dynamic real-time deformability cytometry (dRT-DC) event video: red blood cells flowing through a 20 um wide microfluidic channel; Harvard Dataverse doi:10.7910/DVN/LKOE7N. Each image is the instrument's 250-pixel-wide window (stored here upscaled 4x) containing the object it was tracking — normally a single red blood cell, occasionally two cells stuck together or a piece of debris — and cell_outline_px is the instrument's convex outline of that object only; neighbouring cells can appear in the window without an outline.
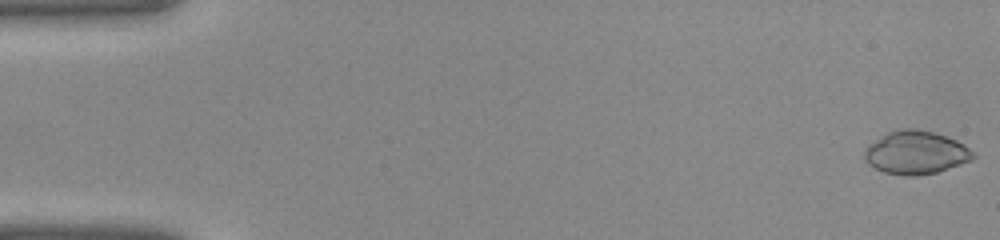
{"species": "common noctule bat (a hibernating species)", "species_latin": "Nyctalus noctula", "temperature_condition": "warm", "stored_images_in_passage": 41, "camera_frame_rate_fps": 3000, "um_per_image_px": 0.085, "animal": {"sex": "female", "body_mass_g": 22.0, "forearm_length_mm": 56.7}, "frame": {"image": 1, "passage_image": 1, "time_ms": 0.0, "image_size_px": [1000, 240], "cell_outline_px": [[976, 156], [972, 160], [936, 172], [916, 176], [908, 176], [884, 172], [868, 164], [864, 160], [864, 148], [868, 144], [880, 136], [888, 132], [900, 128], [912, 128], [932, 132], [956, 140], [968, 148]], "centroid_in_image_um": [77.79, 12.97], "position_along_channel_um": 7.2, "area_um2": 27.22}}
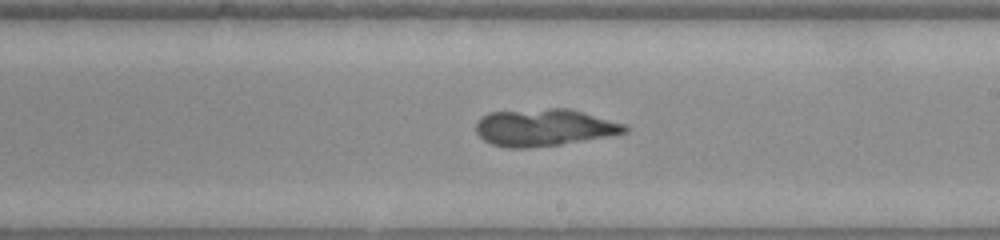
{"frame": {"image": 2, "passage_image": 24, "time_ms": 7.667, "image_size_px": [1000, 240], "cell_outline_px": [[628, 132], [612, 136], [560, 144], [528, 148], [508, 148], [492, 144], [484, 140], [476, 132], [476, 124], [480, 116], [488, 112], [552, 108], [568, 108], [628, 124]], "centroid_in_image_um": [46.28, 10.83], "position_along_channel_um": 242.7, "area_um2": 32.48}}
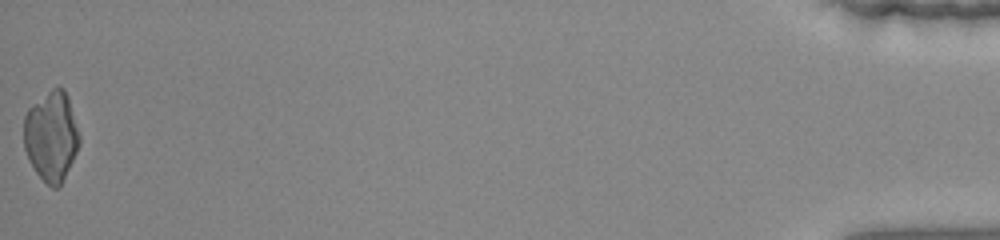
{"frame": {"image": 3, "passage_image": 41, "time_ms": 13.333, "image_size_px": [1000, 240], "cell_outline_px": [[80, 144], [60, 188], [52, 188], [36, 172], [24, 148], [24, 116], [28, 108], [52, 88], [64, 88], [68, 96], [80, 136]], "centroid_in_image_um": [4.38, 11.58], "position_along_channel_um": 430.8, "area_um2": 28.96}}